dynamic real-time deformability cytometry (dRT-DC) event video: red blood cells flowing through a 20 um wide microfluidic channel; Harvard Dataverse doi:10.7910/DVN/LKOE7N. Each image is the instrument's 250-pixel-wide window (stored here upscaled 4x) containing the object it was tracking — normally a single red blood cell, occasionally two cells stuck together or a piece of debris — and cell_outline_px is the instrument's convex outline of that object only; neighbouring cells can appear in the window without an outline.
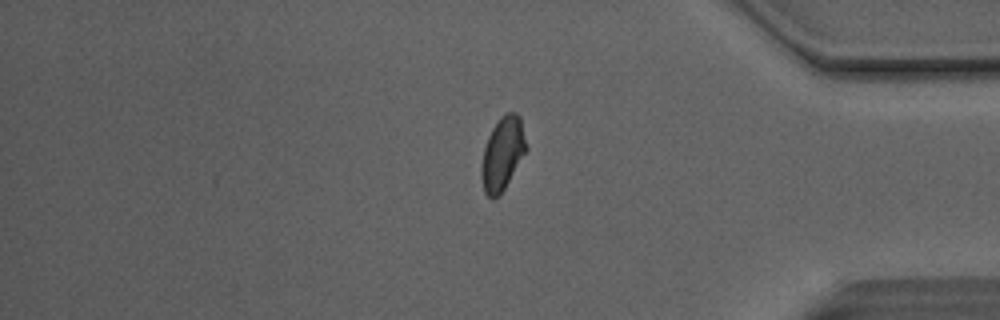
{"species": "Egyptian fruit bat (a non-hibernating species)", "species_latin": "Rousettus aegyptiacus", "temperature_condition": "room temperature", "stored_images_in_passage": 46, "camera_frame_rate_fps": 3000, "um_per_image_px": 0.085, "animal": {"sex": "male"}, "frame": {"image": 1, "passage_image": 38, "time_ms": 12.333, "image_size_px": [1000, 320], "cell_outline_px": [[528, 148], [500, 196], [492, 200], [484, 192], [480, 176], [480, 168], [484, 148], [488, 136], [492, 128], [500, 116], [504, 112], [516, 112], [520, 116]], "centroid_in_image_um": [42.71, 13.06], "position_along_channel_um": 392.5, "area_um2": 19.42}}
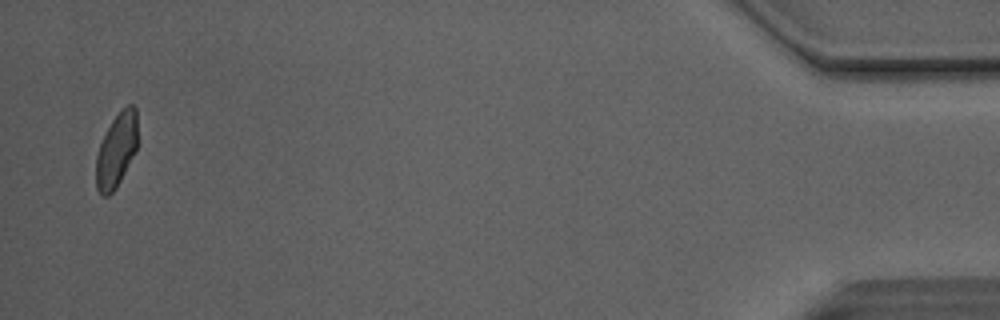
{"frame": {"image": 2, "passage_image": 45, "time_ms": 14.667, "image_size_px": [1000, 320], "cell_outline_px": [[136, 152], [116, 188], [108, 196], [104, 196], [96, 188], [96, 156], [100, 144], [112, 120], [128, 104], [132, 104], [136, 108]], "centroid_in_image_um": [9.89, 12.8], "position_along_channel_um": 425.3, "area_um2": 17.63}, "authors_computed_cell_mechanics": {"area_um2": 19.3052, "velocity_mm_per_s": 4.1264, "shape_relaxation_time_tau1_ms": 10.3963, "shape_relaxation_time_tau2_ms": 1.2179, "deformation_change_tau1": 0.1732, "deformation_change_tau2": 0.0485}}